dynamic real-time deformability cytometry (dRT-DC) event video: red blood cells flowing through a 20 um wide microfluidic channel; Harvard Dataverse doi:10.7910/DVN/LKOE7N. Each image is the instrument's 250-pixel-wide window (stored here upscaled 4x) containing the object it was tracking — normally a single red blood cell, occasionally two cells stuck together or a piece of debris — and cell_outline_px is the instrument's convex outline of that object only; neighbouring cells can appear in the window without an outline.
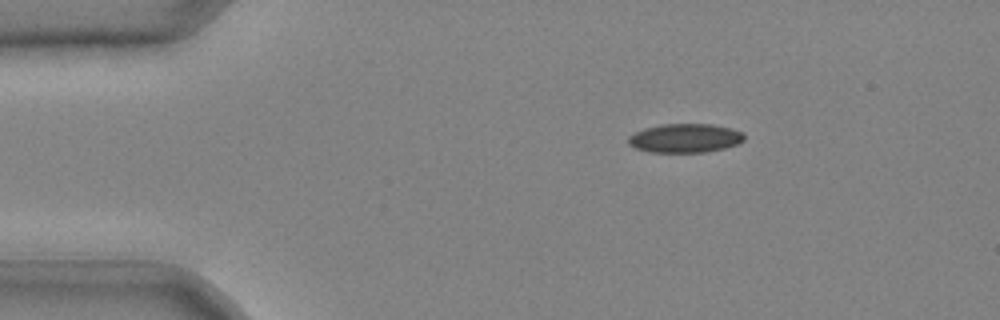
{"species": "common noctule bat (a hibernating species)", "species_latin": "Nyctalus noctula", "temperature_condition": "cold", "stored_images_in_passage": 34, "camera_frame_rate_fps": 3000, "um_per_image_px": 0.085, "animal": {"sex": "male", "body_mass_g": 20.4}, "frame": {"image": 1, "passage_image": 1, "time_ms": 0.0, "image_size_px": [1000, 320], "cell_outline_px": [[744, 140], [736, 144], [724, 148], [704, 152], [648, 152], [636, 148], [628, 144], [628, 136], [644, 128], [660, 124], [712, 124], [732, 128], [744, 132]], "centroid_in_image_um": [58.22, 11.73], "position_along_channel_um": 26.8, "area_um2": 19.59}}
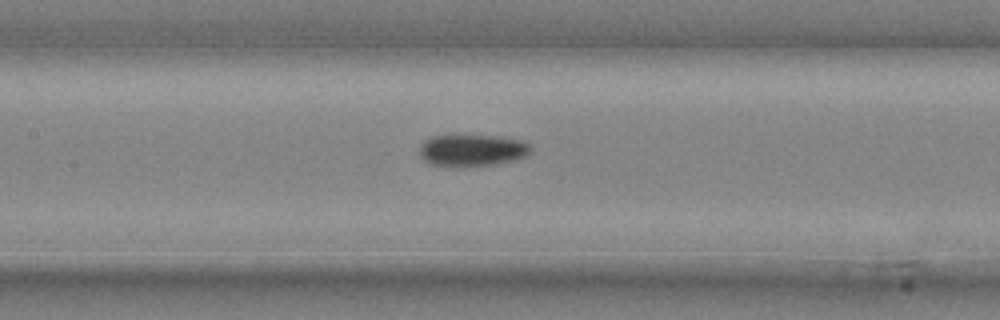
{"frame": {"image": 2, "passage_image": 14, "time_ms": 4.333, "image_size_px": [1000, 320], "cell_outline_px": [[532, 152], [524, 156], [512, 160], [496, 164], [432, 164], [424, 160], [420, 156], [420, 144], [424, 140], [432, 136], [500, 136], [524, 140], [532, 148]], "centroid_in_image_um": [40.17, 12.73], "position_along_channel_um": 167.2, "area_um2": 19.94}}
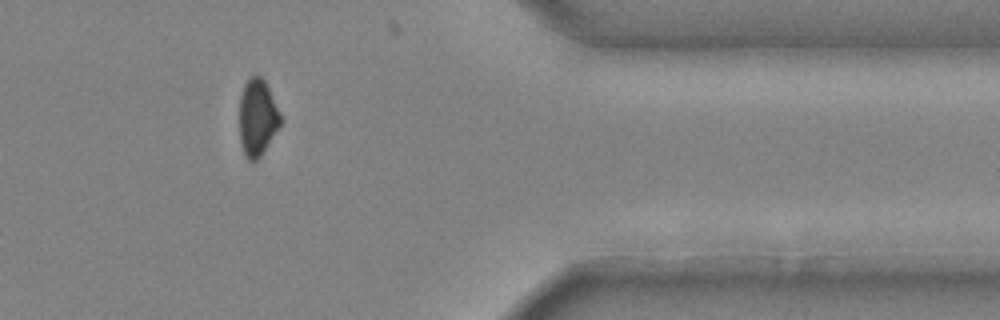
{"frame": {"image": 3, "passage_image": 30, "time_ms": 9.667, "image_size_px": [1000, 320], "cell_outline_px": [[284, 120], [260, 156], [256, 160], [248, 160], [244, 152], [240, 140], [240, 96], [244, 84], [256, 72], [264, 80]], "centroid_in_image_um": [21.9, 9.96], "position_along_channel_um": 389.5, "area_um2": 18.26}}